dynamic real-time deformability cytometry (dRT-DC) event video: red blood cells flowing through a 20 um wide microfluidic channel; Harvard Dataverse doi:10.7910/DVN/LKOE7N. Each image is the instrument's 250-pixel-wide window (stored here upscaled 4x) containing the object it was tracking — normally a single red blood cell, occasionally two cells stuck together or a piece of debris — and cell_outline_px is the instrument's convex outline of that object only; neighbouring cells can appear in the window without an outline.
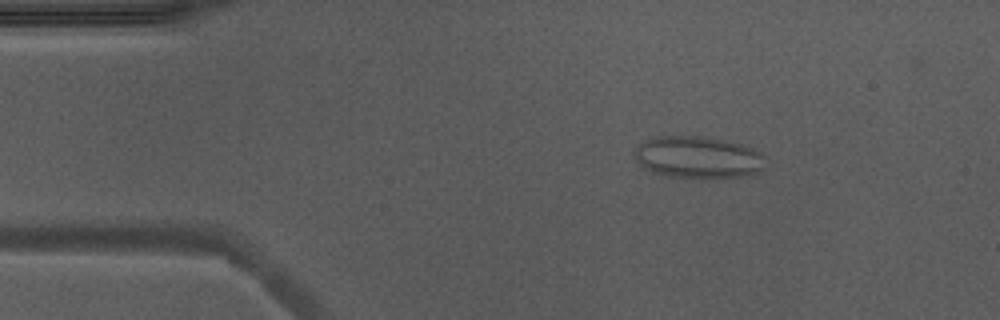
{"species": "Egyptian fruit bat (a non-hibernating species)", "species_latin": "Rousettus aegyptiacus", "temperature_condition": "warm", "stored_images_in_passage": 51, "camera_frame_rate_fps": 3000, "um_per_image_px": 0.085, "animal": {"sex": "male"}, "frame": {"image": 1, "passage_image": 8, "time_ms": 2.333, "image_size_px": [1000, 320], "cell_outline_px": [[768, 168], [760, 172], [740, 176], [712, 180], [704, 180], [664, 176], [652, 172], [644, 168], [636, 160], [632, 152], [636, 144], [644, 140], [656, 136], [700, 136], [724, 140], [740, 144], [752, 148], [760, 152], [764, 156]], "centroid_in_image_um": [59.32, 13.41], "position_along_channel_um": 25.7, "area_um2": 33.23}}
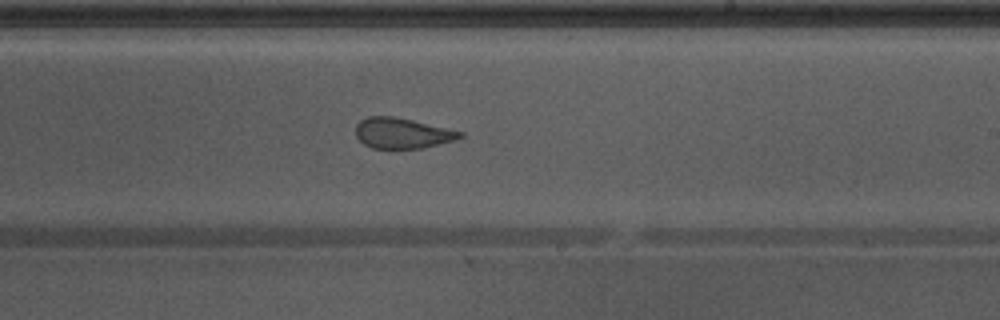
{"frame": {"image": 2, "passage_image": 30, "time_ms": 9.667, "image_size_px": [1000, 320], "cell_outline_px": [[464, 136], [456, 140], [420, 148], [372, 148], [364, 144], [356, 136], [356, 124], [360, 120], [368, 116], [392, 116], [412, 120], [464, 132]], "centroid_in_image_um": [34.18, 11.31], "position_along_channel_um": 254.8, "area_um2": 18.44}}
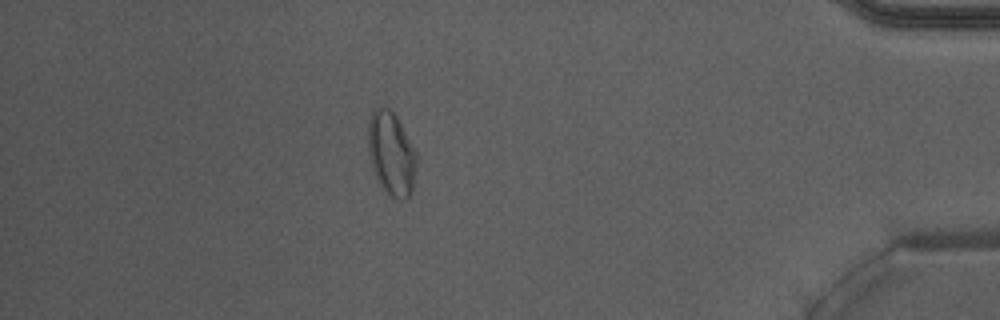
{"frame": {"image": 3, "passage_image": 45, "time_ms": 14.667, "image_size_px": [1000, 320], "cell_outline_px": [[416, 164], [412, 188], [408, 200], [404, 200], [392, 196], [380, 184], [372, 168], [368, 148], [368, 120], [372, 112], [376, 108], [388, 108], [396, 116], [416, 152]], "centroid_in_image_um": [33.25, 13.05], "position_along_channel_um": 401.9, "area_um2": 23.12}, "authors_computed_cell_mechanics": {"area_um2": 21.386, "velocity_mm_per_s": 3.9251, "shape_relaxation_time_tau1_ms": null, "shape_relaxation_time_tau2_ms": 1.0741, "deformation_change_tau1": null, "deformation_change_tau2": 0.0995}}